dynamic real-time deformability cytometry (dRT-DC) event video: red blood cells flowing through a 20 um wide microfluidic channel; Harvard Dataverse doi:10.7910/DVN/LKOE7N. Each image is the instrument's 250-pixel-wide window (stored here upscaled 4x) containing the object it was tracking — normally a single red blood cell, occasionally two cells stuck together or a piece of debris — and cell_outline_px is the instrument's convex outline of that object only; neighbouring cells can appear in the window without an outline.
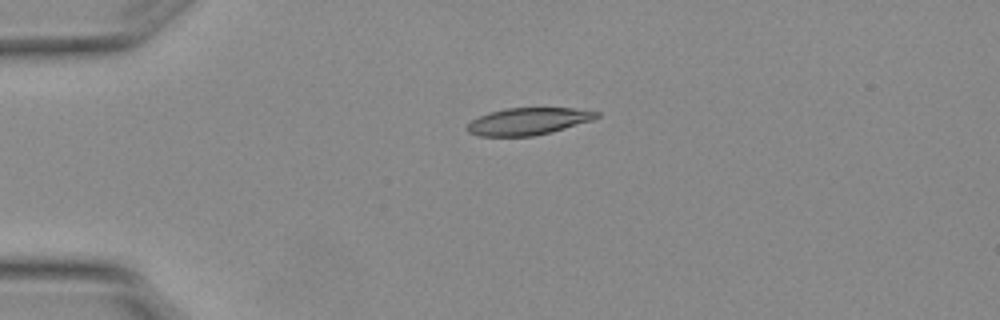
{"species": "Egyptian fruit bat (a non-hibernating species)", "species_latin": "Rousettus aegyptiacus", "temperature_condition": "warm", "stored_images_in_passage": 4, "camera_frame_rate_fps": 3000, "um_per_image_px": 0.085, "animal": {"sex": "female"}, "frame": {"image": 1, "passage_image": 4, "time_ms": 1.0, "image_size_px": [1000, 320], "cell_outline_px": [[600, 116], [592, 120], [552, 132], [532, 136], [476, 136], [468, 132], [464, 128], [472, 120], [488, 112], [504, 108], [572, 108], [600, 112]], "centroid_in_image_um": [44.87, 10.31], "position_along_channel_um": 40.1, "area_um2": 20.52}}